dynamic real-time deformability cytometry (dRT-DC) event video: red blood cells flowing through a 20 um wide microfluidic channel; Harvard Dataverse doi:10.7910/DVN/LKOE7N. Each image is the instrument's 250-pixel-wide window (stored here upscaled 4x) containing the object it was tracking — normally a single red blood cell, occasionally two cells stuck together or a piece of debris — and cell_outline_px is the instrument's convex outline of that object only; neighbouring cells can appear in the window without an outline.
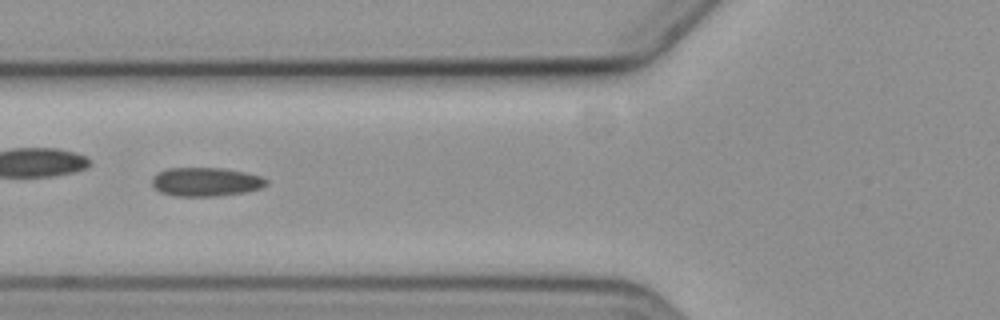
{"species": "common noctule bat (a hibernating species)", "species_latin": "Nyctalus noctula", "temperature_condition": "cold", "stored_images_in_passage": 6, "camera_frame_rate_fps": 3000, "um_per_image_px": 0.085, "animal": {"sex": "female", "body_mass_g": 19.3, "forearm_length_mm": 54.1}, "frame": {"image": 1, "passage_image": 6, "time_ms": 6.0, "image_size_px": [1000, 320], "cell_outline_px": [[268, 184], [260, 188], [244, 192], [216, 196], [176, 196], [160, 192], [152, 184], [152, 176], [156, 172], [168, 168], [224, 168], [244, 172], [260, 176], [268, 180]], "centroid_in_image_um": [17.47, 15.45], "position_along_channel_um": 108.3, "area_um2": 19.19}}